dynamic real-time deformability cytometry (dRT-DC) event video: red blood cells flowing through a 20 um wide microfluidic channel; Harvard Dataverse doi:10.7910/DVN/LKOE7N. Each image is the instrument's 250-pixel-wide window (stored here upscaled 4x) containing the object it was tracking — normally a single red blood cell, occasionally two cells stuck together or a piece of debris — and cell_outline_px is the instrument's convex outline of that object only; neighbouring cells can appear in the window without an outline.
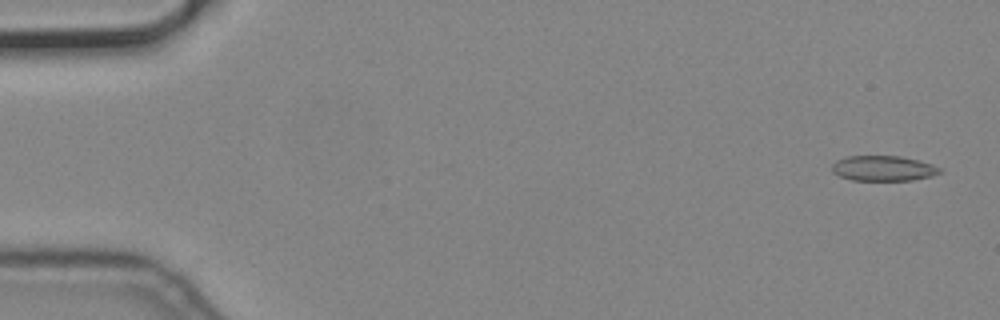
{"species": "common noctule bat (a hibernating species)", "species_latin": "Nyctalus noctula", "temperature_condition": "cold", "stored_images_in_passage": 5, "camera_frame_rate_fps": 3000, "um_per_image_px": 0.085, "animal": {"sex": "male", "body_mass_g": 19.2, "forearm_length_mm": 51.8}, "frame": {"image": 1, "passage_image": 1, "time_ms": 0.0, "image_size_px": [1000, 320], "cell_outline_px": [[944, 172], [932, 176], [912, 180], [852, 180], [840, 176], [832, 172], [832, 164], [836, 160], [848, 156], [900, 156], [932, 164], [940, 168]], "centroid_in_image_um": [75.08, 14.31], "position_along_channel_um": 9.9, "area_um2": 15.84}}
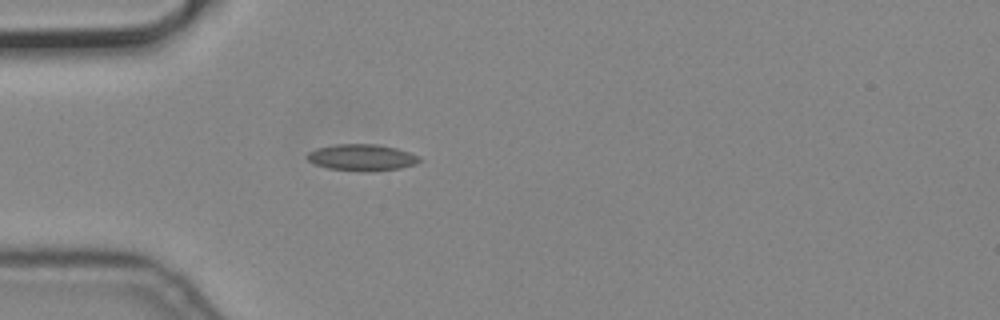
{"frame": {"image": 2, "passage_image": 5, "time_ms": 1.333, "image_size_px": [1000, 320], "cell_outline_px": [[420, 160], [416, 164], [400, 168], [372, 172], [328, 168], [316, 164], [308, 160], [308, 152], [316, 148], [336, 144], [376, 144], [396, 148], [420, 156]], "centroid_in_image_um": [30.78, 13.38], "position_along_channel_um": 54.2, "area_um2": 17.22}}